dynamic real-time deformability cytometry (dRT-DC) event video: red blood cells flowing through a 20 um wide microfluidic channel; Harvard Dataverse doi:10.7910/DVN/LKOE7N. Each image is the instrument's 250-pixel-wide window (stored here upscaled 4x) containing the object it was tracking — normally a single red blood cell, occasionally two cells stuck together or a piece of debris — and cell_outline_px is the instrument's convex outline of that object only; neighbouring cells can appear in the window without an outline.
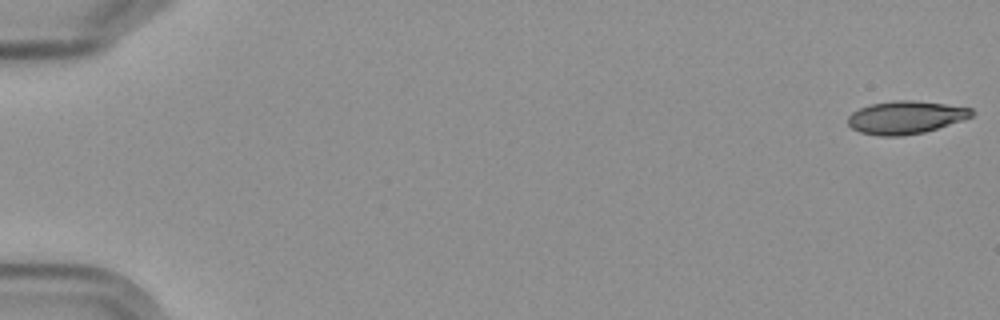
{"species": "Egyptian fruit bat (a non-hibernating species)", "species_latin": "Rousettus aegyptiacus", "temperature_condition": "cold", "stored_images_in_passage": 5, "camera_frame_rate_fps": 3000, "um_per_image_px": 0.085, "frame": {"image": 1, "passage_image": 1, "time_ms": 0.0, "image_size_px": [1000, 320], "cell_outline_px": [[976, 112], [972, 116], [964, 120], [924, 132], [900, 136], [880, 136], [860, 132], [852, 128], [848, 124], [848, 116], [852, 112], [860, 108], [872, 104], [896, 100], [912, 100], [944, 104], [972, 108]], "centroid_in_image_um": [77.0, 9.98], "position_along_channel_um": 8.0, "area_um2": 23.64}}
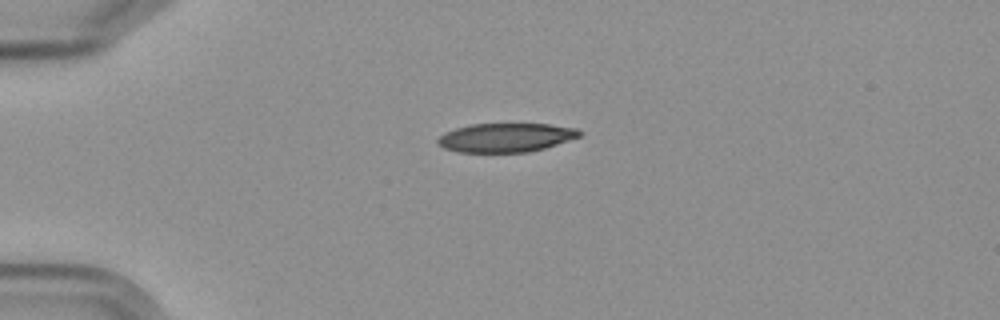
{"frame": {"image": 2, "passage_image": 4, "time_ms": 4.667, "image_size_px": [1000, 320], "cell_outline_px": [[584, 132], [580, 136], [544, 148], [528, 152], [460, 152], [444, 148], [436, 140], [440, 136], [456, 128], [472, 124], [548, 124], [576, 128]], "centroid_in_image_um": [43.02, 11.69], "position_along_channel_um": 42.0, "area_um2": 23.58}}